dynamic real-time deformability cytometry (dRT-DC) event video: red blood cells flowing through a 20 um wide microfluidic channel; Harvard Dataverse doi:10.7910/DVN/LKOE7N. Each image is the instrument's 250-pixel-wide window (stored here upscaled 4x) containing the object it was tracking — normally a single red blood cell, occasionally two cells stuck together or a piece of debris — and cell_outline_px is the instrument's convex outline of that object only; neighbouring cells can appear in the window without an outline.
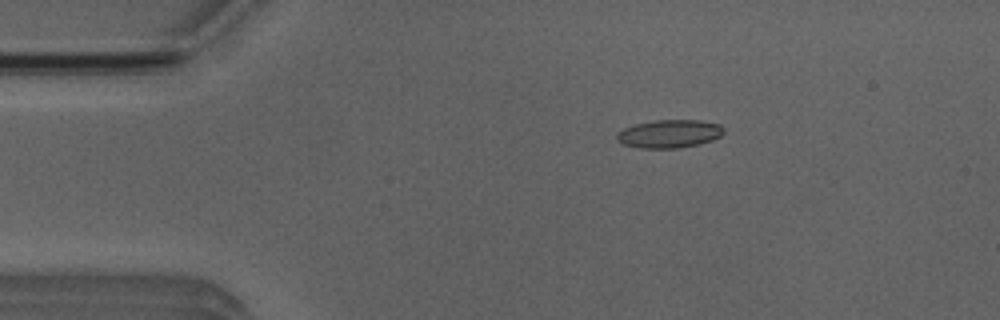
{"species": "Egyptian fruit bat (a non-hibernating species)", "species_latin": "Rousettus aegyptiacus", "temperature_condition": "room temperature", "stored_images_in_passage": 48, "camera_frame_rate_fps": 3000, "um_per_image_px": 0.085, "animal": {"sex": "male"}, "frame": {"image": 1, "passage_image": 5, "time_ms": 1.333, "image_size_px": [1000, 320], "cell_outline_px": [[724, 132], [720, 136], [712, 140], [680, 148], [640, 148], [624, 144], [616, 140], [616, 132], [624, 128], [636, 124], [656, 120], [700, 120], [720, 124], [724, 128]], "centroid_in_image_um": [56.89, 11.37], "position_along_channel_um": 28.1, "area_um2": 17.51}}
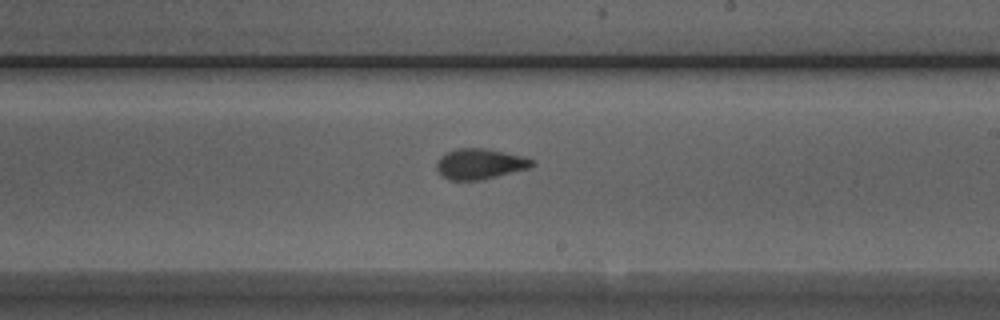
{"frame": {"image": 2, "passage_image": 26, "time_ms": 8.333, "image_size_px": [1000, 320], "cell_outline_px": [[536, 164], [532, 168], [480, 180], [448, 180], [436, 168], [436, 160], [444, 152], [456, 148], [484, 148], [520, 156], [532, 160]], "centroid_in_image_um": [40.76, 13.93], "position_along_channel_um": 248.2, "area_um2": 16.99}}
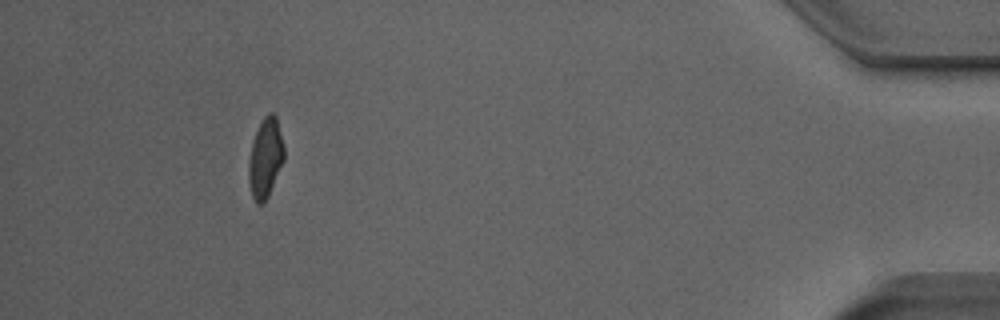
{"frame": {"image": 3, "passage_image": 44, "time_ms": 14.333, "image_size_px": [1000, 320], "cell_outline_px": [[284, 160], [268, 196], [264, 204], [256, 204], [252, 196], [248, 180], [248, 160], [252, 140], [264, 116], [268, 112], [272, 112], [276, 116], [284, 148]], "centroid_in_image_um": [22.54, 13.45], "position_along_channel_um": 412.7, "area_um2": 16.47}, "authors_computed_cell_mechanics": {"area_um2": 16.9065, "velocity_mm_per_s": 3.8989, "shape_relaxation_time_tau1_ms": 4.9468, "shape_relaxation_time_tau2_ms": 1.7372, "deformation_change_tau1": 0.1701, "deformation_change_tau2": 0.0701}}